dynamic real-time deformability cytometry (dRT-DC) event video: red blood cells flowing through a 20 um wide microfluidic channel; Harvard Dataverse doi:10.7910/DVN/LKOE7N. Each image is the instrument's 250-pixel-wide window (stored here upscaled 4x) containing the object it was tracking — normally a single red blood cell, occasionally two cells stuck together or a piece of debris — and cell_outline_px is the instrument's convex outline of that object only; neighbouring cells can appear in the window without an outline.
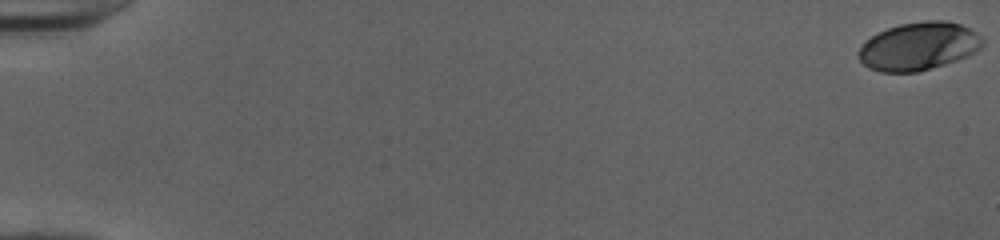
{"species": "human", "species_latin": "Homo sapiens", "temperature_condition": "cold", "stored_images_in_passage": 17, "camera_frame_rate_fps": 3000, "um_per_image_px": 0.085, "donor": {"sex": "female"}, "frame": {"image": 1, "passage_image": 1, "time_ms": 0.0, "image_size_px": [1000, 240], "cell_outline_px": [[984, 44], [976, 52], [968, 56], [944, 64], [916, 72], [880, 72], [868, 68], [856, 56], [856, 52], [872, 36], [888, 28], [900, 24], [924, 20], [944, 20], [960, 24], [984, 36]], "centroid_in_image_um": [78.11, 3.93], "position_along_channel_um": 6.9, "area_um2": 34.74}}
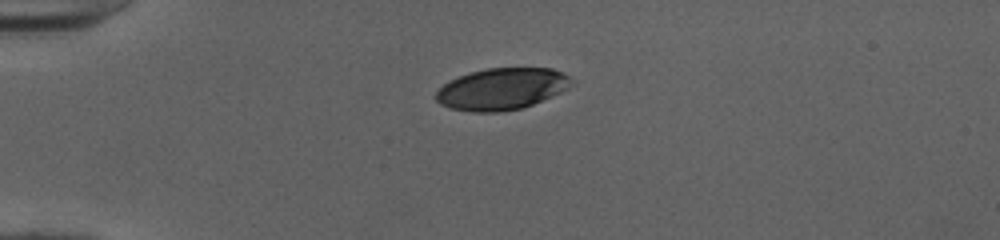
{"frame": {"image": 2, "passage_image": 15, "time_ms": 4.667, "image_size_px": [1000, 240], "cell_outline_px": [[576, 84], [560, 92], [532, 104], [520, 108], [500, 112], [472, 112], [448, 108], [440, 104], [436, 100], [436, 92], [444, 84], [468, 72], [488, 68], [552, 68], [568, 76]], "centroid_in_image_um": [42.64, 7.56], "position_along_channel_um": 42.4, "area_um2": 32.77}}